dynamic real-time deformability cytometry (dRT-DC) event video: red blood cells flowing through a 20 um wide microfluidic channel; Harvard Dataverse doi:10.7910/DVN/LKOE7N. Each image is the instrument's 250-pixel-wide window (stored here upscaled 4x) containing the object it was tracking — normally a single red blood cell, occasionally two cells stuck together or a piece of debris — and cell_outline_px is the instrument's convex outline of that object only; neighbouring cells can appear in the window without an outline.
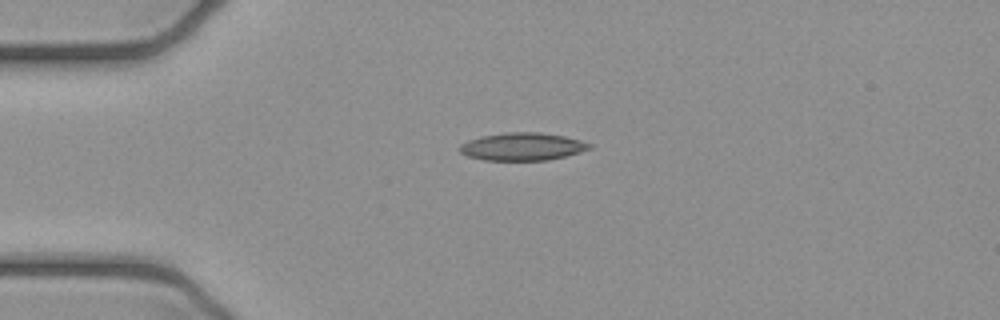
{"species": "common noctule bat (a hibernating species)", "species_latin": "Nyctalus noctula", "temperature_condition": "cold", "stored_images_in_passage": 1, "camera_frame_rate_fps": 3000, "um_per_image_px": 0.085, "animal": {"sex": "female", "body_mass_g": 21.9}, "frame": {"image": 1, "passage_image": 1, "time_ms": 0.0, "image_size_px": [1000, 320], "cell_outline_px": [[592, 148], [580, 152], [548, 160], [484, 160], [468, 156], [460, 152], [460, 144], [468, 140], [480, 136], [508, 132], [540, 132], [564, 136], [580, 140], [592, 144]], "centroid_in_image_um": [44.4, 12.45], "position_along_channel_um": 40.6, "area_um2": 20.92}}